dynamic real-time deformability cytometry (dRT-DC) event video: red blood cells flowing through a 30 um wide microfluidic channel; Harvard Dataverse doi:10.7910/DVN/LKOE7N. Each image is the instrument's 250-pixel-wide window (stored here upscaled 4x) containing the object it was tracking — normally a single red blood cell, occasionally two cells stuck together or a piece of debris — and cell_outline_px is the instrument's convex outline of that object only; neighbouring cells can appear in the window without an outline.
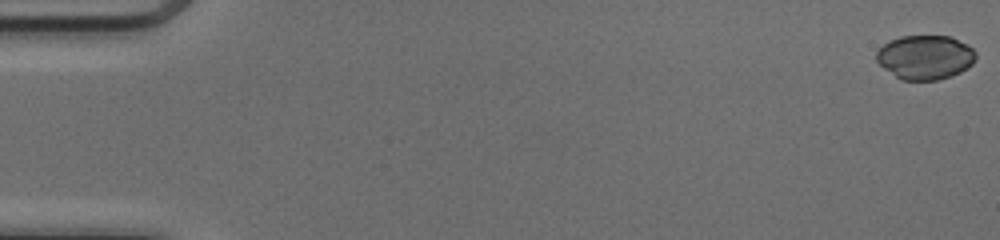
{"species": "common noctule bat (a hibernating species)", "species_latin": "Nyctalus noctula", "temperature_condition": "cold", "stored_images_in_passage": 51, "camera_frame_rate_fps": 3000, "um_per_image_px": 0.085, "animal": {"sex": "female", "body_mass_g": 17.0, "forearm_length_mm": 48.0}, "frame": {"image": 1, "passage_image": 1, "time_ms": 0.0, "image_size_px": [1000, 240], "cell_outline_px": [[976, 56], [972, 64], [968, 68], [960, 72], [936, 80], [900, 80], [884, 68], [876, 60], [876, 52], [888, 40], [900, 36], [948, 36], [968, 44], [976, 52]], "centroid_in_image_um": [78.63, 4.86], "position_along_channel_um": 6.4, "area_um2": 25.61}}
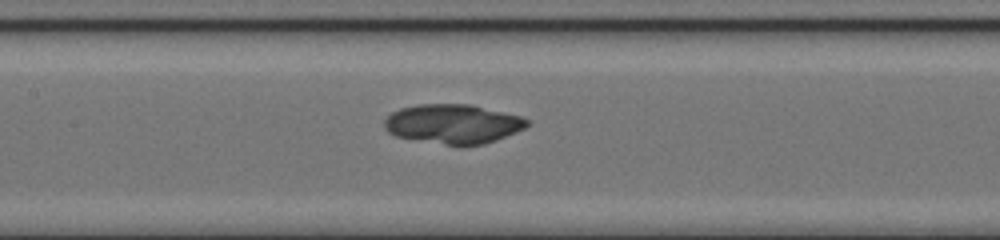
{"frame": {"image": 2, "passage_image": 25, "time_ms": 8.0, "image_size_px": [1000, 240], "cell_outline_px": [[528, 124], [524, 128], [516, 132], [496, 140], [484, 144], [460, 148], [396, 136], [388, 132], [384, 128], [384, 120], [392, 112], [400, 108], [416, 104], [468, 104], [520, 116], [528, 120]], "centroid_in_image_um": [38.48, 10.56], "position_along_channel_um": 168.9, "area_um2": 33.06}}
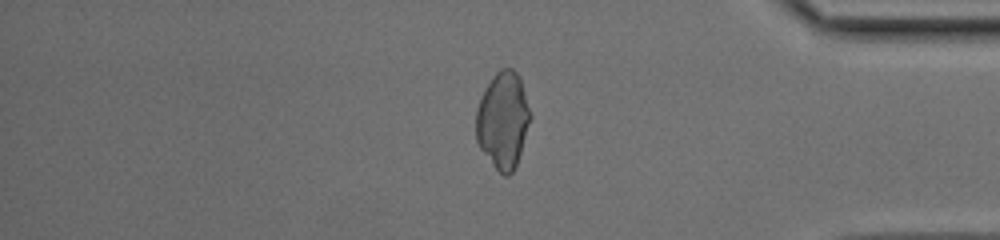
{"frame": {"image": 3, "passage_image": 43, "time_ms": 14.0, "image_size_px": [1000, 240], "cell_outline_px": [[532, 116], [516, 164], [512, 172], [508, 176], [504, 176], [492, 164], [480, 148], [476, 140], [476, 108], [484, 88], [496, 72], [500, 68], [512, 68], [520, 76]], "centroid_in_image_um": [42.75, 10.18], "position_along_channel_um": 392.5, "area_um2": 30.58}}